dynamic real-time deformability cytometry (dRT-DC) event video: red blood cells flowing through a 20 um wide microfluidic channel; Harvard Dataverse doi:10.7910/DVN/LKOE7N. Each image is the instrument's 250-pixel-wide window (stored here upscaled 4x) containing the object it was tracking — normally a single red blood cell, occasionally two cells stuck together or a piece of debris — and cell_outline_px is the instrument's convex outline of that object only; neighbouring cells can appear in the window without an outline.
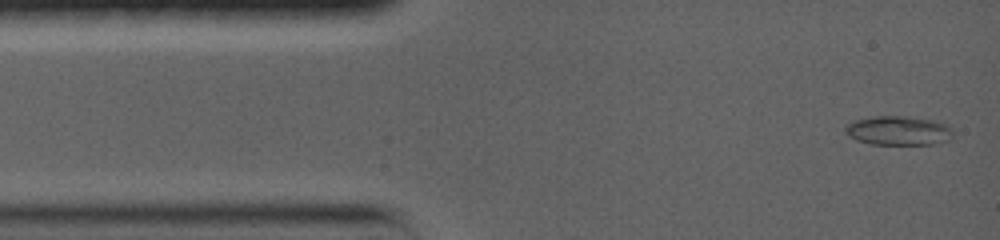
{"species": "common noctule bat (a hibernating species)", "species_latin": "Nyctalus noctula", "temperature_condition": "warm", "stored_images_in_passage": 23, "camera_frame_rate_fps": 5000, "um_per_image_px": 0.085, "animal": {"sex": "female", "body_mass_g": 19.0, "forearm_length_mm": 56.7}, "frame": {"image": 1, "passage_image": 1, "time_ms": 0.0, "image_size_px": [1000, 240], "cell_outline_px": [[952, 136], [948, 140], [932, 144], [872, 144], [856, 140], [848, 136], [844, 132], [844, 128], [848, 124], [856, 120], [872, 116], [904, 116], [936, 120], [948, 124], [952, 128]], "centroid_in_image_um": [76.37, 11.09], "position_along_channel_um": 8.6, "area_um2": 18.44}}
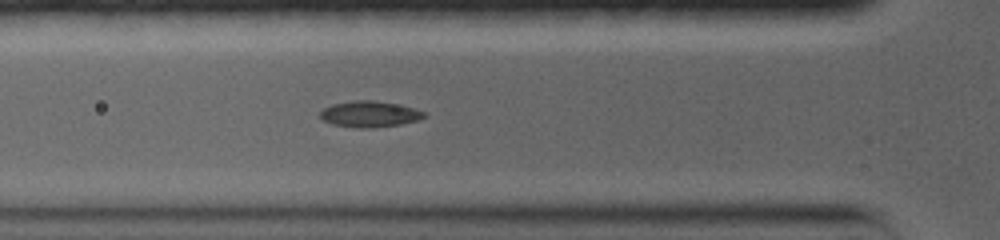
{"frame": {"image": 2, "passage_image": 14, "time_ms": 4.2, "image_size_px": [1000, 240], "cell_outline_px": [[428, 116], [416, 120], [400, 124], [368, 128], [360, 128], [332, 124], [324, 120], [320, 116], [320, 112], [324, 108], [332, 104], [356, 100], [372, 100], [412, 108], [424, 112]], "centroid_in_image_um": [31.38, 9.7], "position_along_channel_um": 94.4, "area_um2": 15.37}}
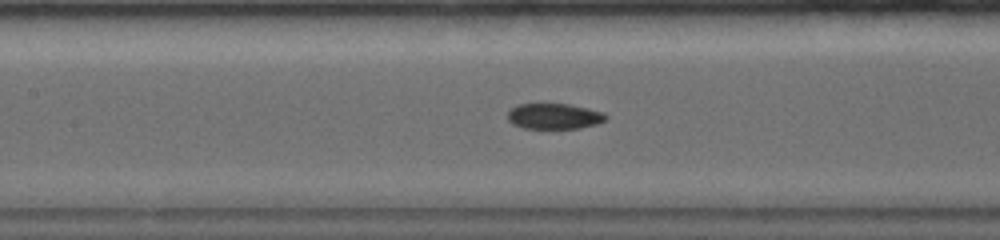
{"frame": {"image": 3, "passage_image": 20, "time_ms": 6.0, "image_size_px": [1000, 240], "cell_outline_px": [[608, 116], [604, 120], [596, 124], [580, 128], [524, 128], [512, 124], [508, 120], [508, 112], [516, 104], [568, 104], [588, 108], [604, 112]], "centroid_in_image_um": [47.1, 9.87], "position_along_channel_um": 160.3, "area_um2": 14.62}}